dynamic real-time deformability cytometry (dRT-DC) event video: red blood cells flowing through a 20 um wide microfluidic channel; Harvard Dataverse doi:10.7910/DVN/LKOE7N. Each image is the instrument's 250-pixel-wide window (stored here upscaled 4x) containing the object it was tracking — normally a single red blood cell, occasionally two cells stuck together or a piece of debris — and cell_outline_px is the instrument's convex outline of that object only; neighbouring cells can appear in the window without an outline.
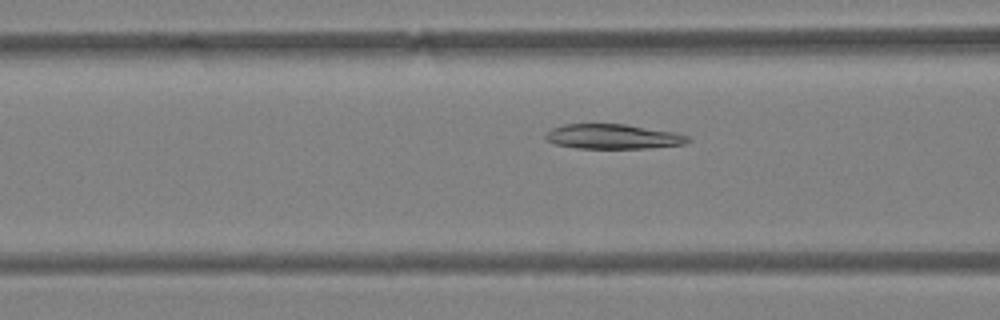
{"species": "Egyptian fruit bat (a non-hibernating species)", "species_latin": "Rousettus aegyptiacus", "temperature_condition": "warm", "stored_images_in_passage": 49, "camera_frame_rate_fps": 3000, "um_per_image_px": 0.085, "animal": {"sex": "female"}, "frame": {"image": 1, "passage_image": 20, "time_ms": 6.333, "image_size_px": [1000, 320], "cell_outline_px": [[692, 140], [684, 144], [652, 148], [576, 148], [556, 144], [548, 140], [544, 136], [552, 128], [564, 124], [624, 124], [676, 132], [688, 136]], "centroid_in_image_um": [52.15, 11.61], "position_along_channel_um": 114.5, "area_um2": 20.52}}
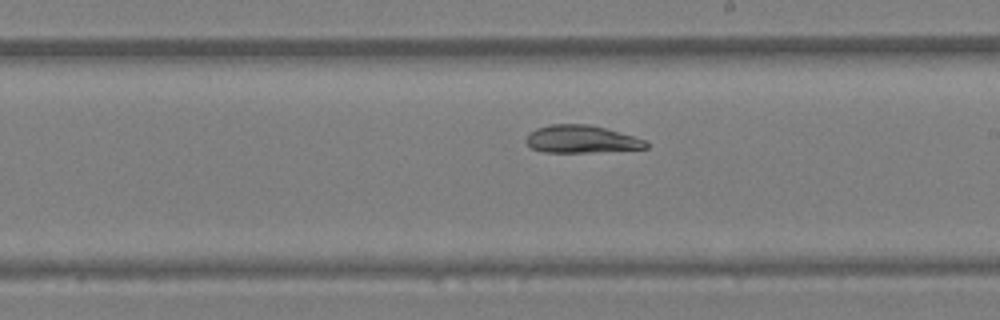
{"frame": {"image": 2, "passage_image": 29, "time_ms": 9.333, "image_size_px": [1000, 320], "cell_outline_px": [[648, 148], [592, 152], [544, 152], [532, 148], [524, 140], [528, 132], [536, 128], [548, 124], [588, 124], [604, 128], [632, 136], [644, 140], [648, 144]], "centroid_in_image_um": [49.35, 11.82], "position_along_channel_um": 239.7, "area_um2": 19.19}}
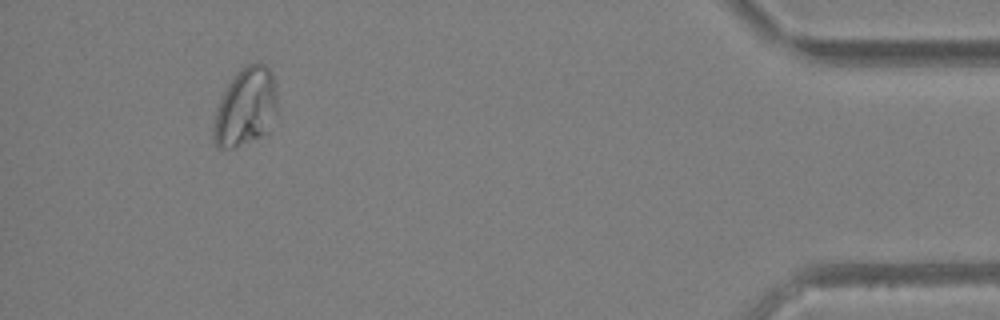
{"frame": {"image": 3, "passage_image": 46, "time_ms": 15.0, "image_size_px": [1000, 320], "cell_outline_px": [[276, 112], [268, 132], [260, 136], [232, 148], [216, 148], [212, 136], [212, 128], [216, 108], [228, 84], [244, 64], [256, 60], [260, 60], [272, 72], [276, 84]], "centroid_in_image_um": [20.87, 9.06], "position_along_channel_um": 414.3, "area_um2": 29.36}}